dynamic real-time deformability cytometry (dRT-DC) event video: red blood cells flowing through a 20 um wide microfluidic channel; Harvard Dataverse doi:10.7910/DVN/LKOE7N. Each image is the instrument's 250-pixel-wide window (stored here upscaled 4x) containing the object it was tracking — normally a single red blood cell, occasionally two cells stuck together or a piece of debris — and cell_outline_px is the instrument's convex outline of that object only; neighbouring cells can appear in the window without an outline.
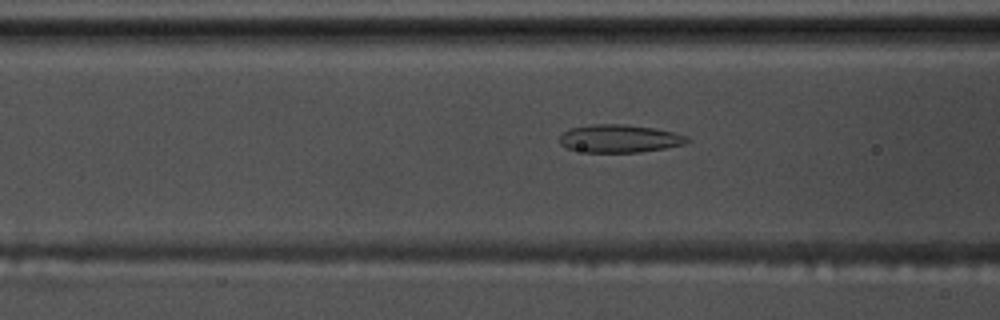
{"species": "common noctule bat (a hibernating species)", "species_latin": "Nyctalus noctula", "temperature_condition": "warm", "stored_images_in_passage": 55, "camera_frame_rate_fps": 3000, "um_per_image_px": 0.085, "animal": {"sex": "male", "body_mass_g": 17.5, "forearm_length_mm": 52.3}, "frame": {"image": 1, "passage_image": 21, "time_ms": 6.667, "image_size_px": [1000, 320], "cell_outline_px": [[692, 140], [684, 144], [664, 148], [640, 152], [588, 152], [568, 148], [560, 144], [560, 136], [564, 132], [572, 128], [592, 124], [624, 124], [652, 128], [672, 132], [688, 136]], "centroid_in_image_um": [52.68, 11.78], "position_along_channel_um": 113.9, "area_um2": 20.52}}
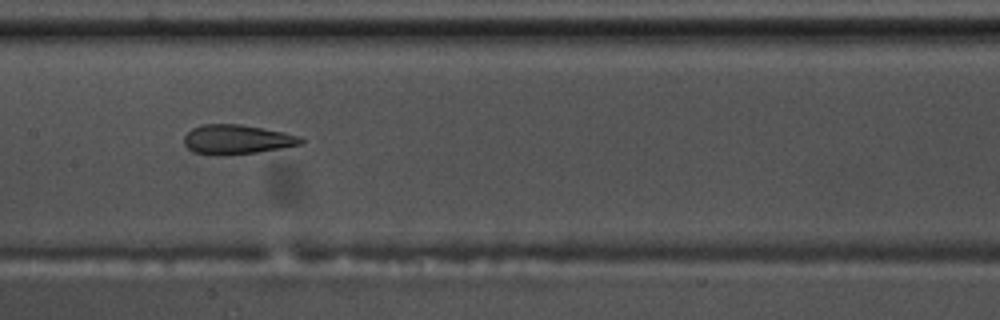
{"frame": {"image": 2, "passage_image": 27, "time_ms": 8.667, "image_size_px": [1000, 320], "cell_outline_px": [[304, 144], [256, 152], [220, 156], [192, 152], [184, 144], [184, 136], [192, 128], [200, 124], [240, 124], [264, 128], [284, 132], [300, 136], [304, 140]], "centroid_in_image_um": [20.13, 11.85], "position_along_channel_um": 187.3, "area_um2": 20.23}}
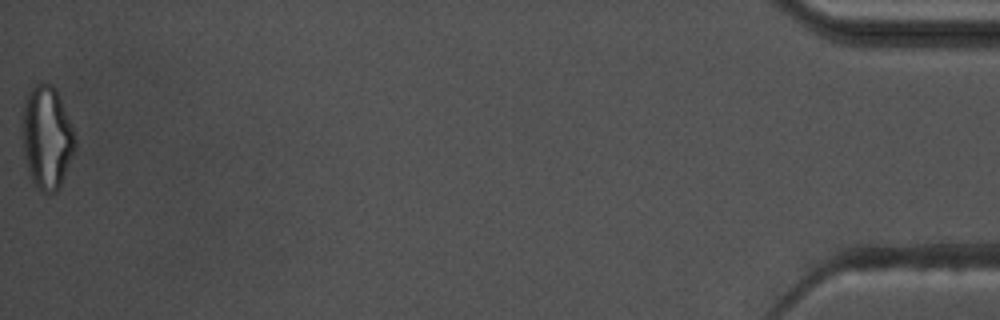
{"frame": {"image": 3, "passage_image": 55, "time_ms": 18.0, "image_size_px": [1000, 320], "cell_outline_px": [[76, 148], [60, 184], [56, 192], [40, 192], [36, 188], [28, 172], [24, 156], [20, 128], [20, 124], [24, 104], [28, 92], [36, 84], [52, 84], [56, 88], [72, 124], [76, 140]], "centroid_in_image_um": [3.96, 11.68], "position_along_channel_um": 431.2, "area_um2": 32.08}, "authors_computed_cell_mechanics": {"area_um2": 21.8484, "velocity_mm_per_s": 3.6678, "shape_relaxation_time_tau1_ms": 10.7187, "shape_relaxation_time_tau2_ms": 1.5978, "deformation_change_tau1": 0.2563, "deformation_change_tau2": 0.1049}}